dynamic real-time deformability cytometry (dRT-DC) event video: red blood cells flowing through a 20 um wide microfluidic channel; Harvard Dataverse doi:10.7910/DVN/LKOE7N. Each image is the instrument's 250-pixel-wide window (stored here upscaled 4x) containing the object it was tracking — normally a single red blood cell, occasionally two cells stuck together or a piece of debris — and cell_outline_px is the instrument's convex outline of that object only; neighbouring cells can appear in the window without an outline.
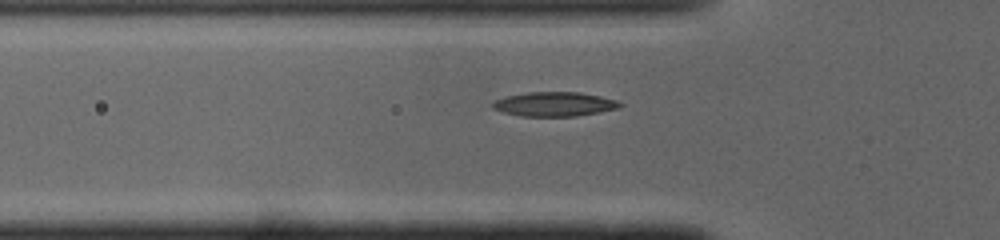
{"species": "common noctule bat (a hibernating species)", "species_latin": "Nyctalus noctula", "temperature_condition": "cold", "stored_images_in_passage": 32, "camera_frame_rate_fps": 3000, "um_per_image_px": 0.085, "animal": {"sex": "male", "body_mass_g": 19.0, "forearm_length_mm": 50.8}, "frame": {"image": 1, "passage_image": 4, "time_ms": 1.0, "image_size_px": [1000, 240], "cell_outline_px": [[624, 104], [616, 108], [576, 116], [520, 116], [504, 112], [492, 108], [492, 104], [496, 100], [504, 96], [528, 92], [580, 92], [600, 96], [616, 100]], "centroid_in_image_um": [47.09, 8.84], "position_along_channel_um": 78.7, "area_um2": 17.86}}
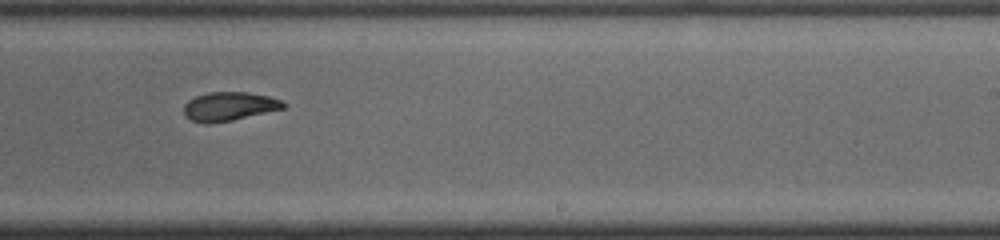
{"frame": {"image": 2, "passage_image": 18, "time_ms": 5.667, "image_size_px": [1000, 240], "cell_outline_px": [[288, 104], [284, 108], [232, 120], [208, 124], [204, 124], [192, 120], [184, 116], [184, 104], [188, 100], [196, 96], [208, 92], [248, 92], [268, 96], [280, 100]], "centroid_in_image_um": [19.45, 9.04], "position_along_channel_um": 269.5, "area_um2": 16.7}}
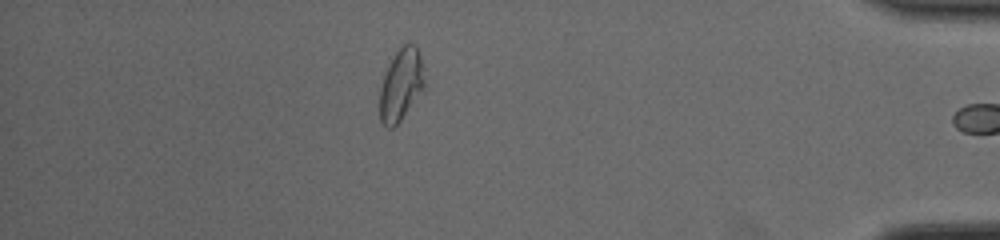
{"frame": {"image": 3, "passage_image": 31, "time_ms": 10.0, "image_size_px": [1000, 240], "cell_outline_px": [[424, 92], [400, 120], [392, 128], [388, 128], [380, 120], [380, 88], [384, 76], [396, 52], [408, 40], [416, 44], [420, 56], [424, 80]], "centroid_in_image_um": [34.11, 7.2], "position_along_channel_um": 401.1, "area_um2": 18.67}, "authors_computed_cell_mechanics": {"area_um2": 17.1666, "velocity_mm_per_s": 4.1022, "shape_relaxation_time_tau1_ms": 9.6667, "shape_relaxation_time_tau2_ms": 2.6583, "deformation_change_tau1": 0.2565, "deformation_change_tau2": 0.0861}}